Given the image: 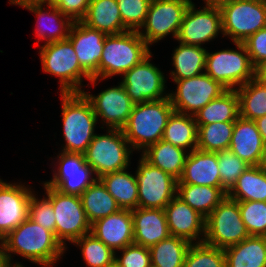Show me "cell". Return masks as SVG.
<instances>
[{
  "label": "cell",
  "mask_w": 266,
  "mask_h": 267,
  "mask_svg": "<svg viewBox=\"0 0 266 267\" xmlns=\"http://www.w3.org/2000/svg\"><path fill=\"white\" fill-rule=\"evenodd\" d=\"M43 72L60 78V92H83L82 77L89 81L92 77L81 67L72 43L66 39L47 43L40 49Z\"/></svg>",
  "instance_id": "8992f818"
},
{
  "label": "cell",
  "mask_w": 266,
  "mask_h": 267,
  "mask_svg": "<svg viewBox=\"0 0 266 267\" xmlns=\"http://www.w3.org/2000/svg\"><path fill=\"white\" fill-rule=\"evenodd\" d=\"M42 5V3H34L23 6L38 16L37 22L39 25H37L36 28L37 37H39L40 40H46L45 44L66 40L73 21L68 16L64 15L55 5H48L50 8L49 12H43ZM42 26L44 28H41Z\"/></svg>",
  "instance_id": "484cf974"
},
{
  "label": "cell",
  "mask_w": 266,
  "mask_h": 267,
  "mask_svg": "<svg viewBox=\"0 0 266 267\" xmlns=\"http://www.w3.org/2000/svg\"><path fill=\"white\" fill-rule=\"evenodd\" d=\"M237 88L239 116L255 121L266 115V82L255 77Z\"/></svg>",
  "instance_id": "d590c367"
},
{
  "label": "cell",
  "mask_w": 266,
  "mask_h": 267,
  "mask_svg": "<svg viewBox=\"0 0 266 267\" xmlns=\"http://www.w3.org/2000/svg\"><path fill=\"white\" fill-rule=\"evenodd\" d=\"M169 232L171 236H177L192 242L200 236H205V220L198 211L192 209L177 195L164 208ZM200 234V235H199Z\"/></svg>",
  "instance_id": "44dd1931"
},
{
  "label": "cell",
  "mask_w": 266,
  "mask_h": 267,
  "mask_svg": "<svg viewBox=\"0 0 266 267\" xmlns=\"http://www.w3.org/2000/svg\"><path fill=\"white\" fill-rule=\"evenodd\" d=\"M81 22L106 35L128 31L123 25L117 0H90L87 13Z\"/></svg>",
  "instance_id": "d4e9b609"
},
{
  "label": "cell",
  "mask_w": 266,
  "mask_h": 267,
  "mask_svg": "<svg viewBox=\"0 0 266 267\" xmlns=\"http://www.w3.org/2000/svg\"><path fill=\"white\" fill-rule=\"evenodd\" d=\"M183 267H225L223 249L202 243H192Z\"/></svg>",
  "instance_id": "ab89813d"
},
{
  "label": "cell",
  "mask_w": 266,
  "mask_h": 267,
  "mask_svg": "<svg viewBox=\"0 0 266 267\" xmlns=\"http://www.w3.org/2000/svg\"><path fill=\"white\" fill-rule=\"evenodd\" d=\"M0 245V267H11L12 264L10 263L8 256L5 253L2 241H0Z\"/></svg>",
  "instance_id": "f907efd6"
},
{
  "label": "cell",
  "mask_w": 266,
  "mask_h": 267,
  "mask_svg": "<svg viewBox=\"0 0 266 267\" xmlns=\"http://www.w3.org/2000/svg\"><path fill=\"white\" fill-rule=\"evenodd\" d=\"M134 243L150 248L170 236L164 209L132 210Z\"/></svg>",
  "instance_id": "7402d4cb"
},
{
  "label": "cell",
  "mask_w": 266,
  "mask_h": 267,
  "mask_svg": "<svg viewBox=\"0 0 266 267\" xmlns=\"http://www.w3.org/2000/svg\"><path fill=\"white\" fill-rule=\"evenodd\" d=\"M152 0H117L123 25L130 31L141 30Z\"/></svg>",
  "instance_id": "7bdbcfd3"
},
{
  "label": "cell",
  "mask_w": 266,
  "mask_h": 267,
  "mask_svg": "<svg viewBox=\"0 0 266 267\" xmlns=\"http://www.w3.org/2000/svg\"><path fill=\"white\" fill-rule=\"evenodd\" d=\"M137 168L138 208L164 209L176 196L178 181L143 157Z\"/></svg>",
  "instance_id": "7c38bea8"
},
{
  "label": "cell",
  "mask_w": 266,
  "mask_h": 267,
  "mask_svg": "<svg viewBox=\"0 0 266 267\" xmlns=\"http://www.w3.org/2000/svg\"><path fill=\"white\" fill-rule=\"evenodd\" d=\"M44 188L55 213V236L63 247L66 245L65 240L73 243L91 233V224L87 220L80 196L62 193L45 183Z\"/></svg>",
  "instance_id": "9c48e42d"
},
{
  "label": "cell",
  "mask_w": 266,
  "mask_h": 267,
  "mask_svg": "<svg viewBox=\"0 0 266 267\" xmlns=\"http://www.w3.org/2000/svg\"><path fill=\"white\" fill-rule=\"evenodd\" d=\"M32 191L0 179V241L28 218Z\"/></svg>",
  "instance_id": "d6986e66"
},
{
  "label": "cell",
  "mask_w": 266,
  "mask_h": 267,
  "mask_svg": "<svg viewBox=\"0 0 266 267\" xmlns=\"http://www.w3.org/2000/svg\"><path fill=\"white\" fill-rule=\"evenodd\" d=\"M243 43L255 68L266 60V27L252 34Z\"/></svg>",
  "instance_id": "bcb514c9"
},
{
  "label": "cell",
  "mask_w": 266,
  "mask_h": 267,
  "mask_svg": "<svg viewBox=\"0 0 266 267\" xmlns=\"http://www.w3.org/2000/svg\"><path fill=\"white\" fill-rule=\"evenodd\" d=\"M11 267H23V265H21L20 263H16V264L12 265Z\"/></svg>",
  "instance_id": "6f0895ef"
},
{
  "label": "cell",
  "mask_w": 266,
  "mask_h": 267,
  "mask_svg": "<svg viewBox=\"0 0 266 267\" xmlns=\"http://www.w3.org/2000/svg\"><path fill=\"white\" fill-rule=\"evenodd\" d=\"M258 131L262 136L263 142L266 143V115L255 120Z\"/></svg>",
  "instance_id": "c3c4849f"
},
{
  "label": "cell",
  "mask_w": 266,
  "mask_h": 267,
  "mask_svg": "<svg viewBox=\"0 0 266 267\" xmlns=\"http://www.w3.org/2000/svg\"><path fill=\"white\" fill-rule=\"evenodd\" d=\"M53 179L45 182L62 193L80 196L98 178L90 177L94 170L86 163L84 154L62 152Z\"/></svg>",
  "instance_id": "2e32d148"
},
{
  "label": "cell",
  "mask_w": 266,
  "mask_h": 267,
  "mask_svg": "<svg viewBox=\"0 0 266 267\" xmlns=\"http://www.w3.org/2000/svg\"><path fill=\"white\" fill-rule=\"evenodd\" d=\"M105 37L104 32L89 28L81 21H74L67 38L73 45L81 67L92 77L90 82L94 86L100 78L99 62Z\"/></svg>",
  "instance_id": "e0dca14e"
},
{
  "label": "cell",
  "mask_w": 266,
  "mask_h": 267,
  "mask_svg": "<svg viewBox=\"0 0 266 267\" xmlns=\"http://www.w3.org/2000/svg\"><path fill=\"white\" fill-rule=\"evenodd\" d=\"M183 148L160 140L148 146L142 157L151 165L160 168L177 181L181 178L188 153Z\"/></svg>",
  "instance_id": "83f0119b"
},
{
  "label": "cell",
  "mask_w": 266,
  "mask_h": 267,
  "mask_svg": "<svg viewBox=\"0 0 266 267\" xmlns=\"http://www.w3.org/2000/svg\"><path fill=\"white\" fill-rule=\"evenodd\" d=\"M80 199L90 224L121 209L99 179L80 195Z\"/></svg>",
  "instance_id": "1f68e13d"
},
{
  "label": "cell",
  "mask_w": 266,
  "mask_h": 267,
  "mask_svg": "<svg viewBox=\"0 0 266 267\" xmlns=\"http://www.w3.org/2000/svg\"><path fill=\"white\" fill-rule=\"evenodd\" d=\"M227 196L236 201L266 202V169L260 165L247 168Z\"/></svg>",
  "instance_id": "836d02e7"
},
{
  "label": "cell",
  "mask_w": 266,
  "mask_h": 267,
  "mask_svg": "<svg viewBox=\"0 0 266 267\" xmlns=\"http://www.w3.org/2000/svg\"><path fill=\"white\" fill-rule=\"evenodd\" d=\"M89 4L90 0H60L56 7L74 22L85 17Z\"/></svg>",
  "instance_id": "7dc6e473"
},
{
  "label": "cell",
  "mask_w": 266,
  "mask_h": 267,
  "mask_svg": "<svg viewBox=\"0 0 266 267\" xmlns=\"http://www.w3.org/2000/svg\"><path fill=\"white\" fill-rule=\"evenodd\" d=\"M60 2V0H42V4L47 3V5H57Z\"/></svg>",
  "instance_id": "11a10c76"
},
{
  "label": "cell",
  "mask_w": 266,
  "mask_h": 267,
  "mask_svg": "<svg viewBox=\"0 0 266 267\" xmlns=\"http://www.w3.org/2000/svg\"><path fill=\"white\" fill-rule=\"evenodd\" d=\"M176 195L206 218L223 201L227 193L222 187L177 184Z\"/></svg>",
  "instance_id": "f1b7e54d"
},
{
  "label": "cell",
  "mask_w": 266,
  "mask_h": 267,
  "mask_svg": "<svg viewBox=\"0 0 266 267\" xmlns=\"http://www.w3.org/2000/svg\"><path fill=\"white\" fill-rule=\"evenodd\" d=\"M236 50H222L206 54L205 73L227 89L235 90L255 78V67L244 43H235Z\"/></svg>",
  "instance_id": "30bf717a"
},
{
  "label": "cell",
  "mask_w": 266,
  "mask_h": 267,
  "mask_svg": "<svg viewBox=\"0 0 266 267\" xmlns=\"http://www.w3.org/2000/svg\"><path fill=\"white\" fill-rule=\"evenodd\" d=\"M225 267H266V237L249 236L223 249Z\"/></svg>",
  "instance_id": "4316f807"
},
{
  "label": "cell",
  "mask_w": 266,
  "mask_h": 267,
  "mask_svg": "<svg viewBox=\"0 0 266 267\" xmlns=\"http://www.w3.org/2000/svg\"><path fill=\"white\" fill-rule=\"evenodd\" d=\"M149 267H158V266H155V265H153L152 263L149 265Z\"/></svg>",
  "instance_id": "680465c9"
},
{
  "label": "cell",
  "mask_w": 266,
  "mask_h": 267,
  "mask_svg": "<svg viewBox=\"0 0 266 267\" xmlns=\"http://www.w3.org/2000/svg\"><path fill=\"white\" fill-rule=\"evenodd\" d=\"M206 54L207 50L201 46L180 43L172 57L175 67V71L171 72L173 80H182L202 74V70L205 71Z\"/></svg>",
  "instance_id": "e575fe53"
},
{
  "label": "cell",
  "mask_w": 266,
  "mask_h": 267,
  "mask_svg": "<svg viewBox=\"0 0 266 267\" xmlns=\"http://www.w3.org/2000/svg\"><path fill=\"white\" fill-rule=\"evenodd\" d=\"M108 267H121L117 262H113L111 265H109Z\"/></svg>",
  "instance_id": "9f6ffc18"
},
{
  "label": "cell",
  "mask_w": 266,
  "mask_h": 267,
  "mask_svg": "<svg viewBox=\"0 0 266 267\" xmlns=\"http://www.w3.org/2000/svg\"><path fill=\"white\" fill-rule=\"evenodd\" d=\"M121 129H109L106 135H95L84 153L86 163L96 178L127 169L133 150Z\"/></svg>",
  "instance_id": "ba28073f"
},
{
  "label": "cell",
  "mask_w": 266,
  "mask_h": 267,
  "mask_svg": "<svg viewBox=\"0 0 266 267\" xmlns=\"http://www.w3.org/2000/svg\"><path fill=\"white\" fill-rule=\"evenodd\" d=\"M226 0H204L207 6H220Z\"/></svg>",
  "instance_id": "f5cc1de1"
},
{
  "label": "cell",
  "mask_w": 266,
  "mask_h": 267,
  "mask_svg": "<svg viewBox=\"0 0 266 267\" xmlns=\"http://www.w3.org/2000/svg\"><path fill=\"white\" fill-rule=\"evenodd\" d=\"M198 126L192 115L173 112L164 129L162 140L172 145L189 149V152L197 149Z\"/></svg>",
  "instance_id": "d6a6232c"
},
{
  "label": "cell",
  "mask_w": 266,
  "mask_h": 267,
  "mask_svg": "<svg viewBox=\"0 0 266 267\" xmlns=\"http://www.w3.org/2000/svg\"><path fill=\"white\" fill-rule=\"evenodd\" d=\"M222 32V16L219 6H207L196 10L193 2L187 8L177 40L187 45L201 46Z\"/></svg>",
  "instance_id": "9a60e30c"
},
{
  "label": "cell",
  "mask_w": 266,
  "mask_h": 267,
  "mask_svg": "<svg viewBox=\"0 0 266 267\" xmlns=\"http://www.w3.org/2000/svg\"><path fill=\"white\" fill-rule=\"evenodd\" d=\"M1 241L10 263L14 252L34 263L51 267L66 249L53 232L29 217Z\"/></svg>",
  "instance_id": "6da1fadb"
},
{
  "label": "cell",
  "mask_w": 266,
  "mask_h": 267,
  "mask_svg": "<svg viewBox=\"0 0 266 267\" xmlns=\"http://www.w3.org/2000/svg\"><path fill=\"white\" fill-rule=\"evenodd\" d=\"M249 233L242 221L238 201L226 196L223 201L206 217L205 236L196 243L225 249L238 244Z\"/></svg>",
  "instance_id": "5b68a950"
},
{
  "label": "cell",
  "mask_w": 266,
  "mask_h": 267,
  "mask_svg": "<svg viewBox=\"0 0 266 267\" xmlns=\"http://www.w3.org/2000/svg\"><path fill=\"white\" fill-rule=\"evenodd\" d=\"M260 166L262 168L266 169V143H264L263 155H262V159L260 162Z\"/></svg>",
  "instance_id": "db71d44e"
},
{
  "label": "cell",
  "mask_w": 266,
  "mask_h": 267,
  "mask_svg": "<svg viewBox=\"0 0 266 267\" xmlns=\"http://www.w3.org/2000/svg\"><path fill=\"white\" fill-rule=\"evenodd\" d=\"M174 82L177 84L176 93L168 94L174 111L192 116L227 90L219 81L214 80L205 72Z\"/></svg>",
  "instance_id": "4fadbf2b"
},
{
  "label": "cell",
  "mask_w": 266,
  "mask_h": 267,
  "mask_svg": "<svg viewBox=\"0 0 266 267\" xmlns=\"http://www.w3.org/2000/svg\"><path fill=\"white\" fill-rule=\"evenodd\" d=\"M255 77L260 81L266 82V60L255 68Z\"/></svg>",
  "instance_id": "681fc988"
},
{
  "label": "cell",
  "mask_w": 266,
  "mask_h": 267,
  "mask_svg": "<svg viewBox=\"0 0 266 267\" xmlns=\"http://www.w3.org/2000/svg\"><path fill=\"white\" fill-rule=\"evenodd\" d=\"M121 258L115 257L121 267H149L151 264V255L149 248L138 244H130L122 250Z\"/></svg>",
  "instance_id": "f6af8a7d"
},
{
  "label": "cell",
  "mask_w": 266,
  "mask_h": 267,
  "mask_svg": "<svg viewBox=\"0 0 266 267\" xmlns=\"http://www.w3.org/2000/svg\"><path fill=\"white\" fill-rule=\"evenodd\" d=\"M174 108L169 97L135 104L121 129L132 149H143L162 140L164 129Z\"/></svg>",
  "instance_id": "7a4b0ae2"
},
{
  "label": "cell",
  "mask_w": 266,
  "mask_h": 267,
  "mask_svg": "<svg viewBox=\"0 0 266 267\" xmlns=\"http://www.w3.org/2000/svg\"><path fill=\"white\" fill-rule=\"evenodd\" d=\"M197 125H209L217 122H235L239 117V99L237 91L227 89L219 97L211 100L194 116Z\"/></svg>",
  "instance_id": "f546056e"
},
{
  "label": "cell",
  "mask_w": 266,
  "mask_h": 267,
  "mask_svg": "<svg viewBox=\"0 0 266 267\" xmlns=\"http://www.w3.org/2000/svg\"><path fill=\"white\" fill-rule=\"evenodd\" d=\"M28 215L31 220L55 234V213L53 206L47 197L44 199L42 198V200H38V198L36 199L35 195L32 193Z\"/></svg>",
  "instance_id": "ee69618b"
},
{
  "label": "cell",
  "mask_w": 266,
  "mask_h": 267,
  "mask_svg": "<svg viewBox=\"0 0 266 267\" xmlns=\"http://www.w3.org/2000/svg\"><path fill=\"white\" fill-rule=\"evenodd\" d=\"M125 170L108 173L98 179L121 209L133 210L138 208V184L136 176Z\"/></svg>",
  "instance_id": "4dcf8cb0"
},
{
  "label": "cell",
  "mask_w": 266,
  "mask_h": 267,
  "mask_svg": "<svg viewBox=\"0 0 266 267\" xmlns=\"http://www.w3.org/2000/svg\"><path fill=\"white\" fill-rule=\"evenodd\" d=\"M177 184L221 187L217 153L199 149L189 152Z\"/></svg>",
  "instance_id": "cb8c5ba5"
},
{
  "label": "cell",
  "mask_w": 266,
  "mask_h": 267,
  "mask_svg": "<svg viewBox=\"0 0 266 267\" xmlns=\"http://www.w3.org/2000/svg\"><path fill=\"white\" fill-rule=\"evenodd\" d=\"M83 93L91 102L97 119L103 118V123L109 129H122L125 126L135 104L121 83L100 92L96 97L84 90Z\"/></svg>",
  "instance_id": "ac0fdd59"
},
{
  "label": "cell",
  "mask_w": 266,
  "mask_h": 267,
  "mask_svg": "<svg viewBox=\"0 0 266 267\" xmlns=\"http://www.w3.org/2000/svg\"><path fill=\"white\" fill-rule=\"evenodd\" d=\"M151 56L150 53L140 63L123 74L124 79L121 84L134 104L168 97V94L163 96L165 77L159 68L149 62Z\"/></svg>",
  "instance_id": "5bb4252c"
},
{
  "label": "cell",
  "mask_w": 266,
  "mask_h": 267,
  "mask_svg": "<svg viewBox=\"0 0 266 267\" xmlns=\"http://www.w3.org/2000/svg\"><path fill=\"white\" fill-rule=\"evenodd\" d=\"M133 229L132 210L129 209H120L91 224V233L114 252L134 243Z\"/></svg>",
  "instance_id": "ffe728a7"
},
{
  "label": "cell",
  "mask_w": 266,
  "mask_h": 267,
  "mask_svg": "<svg viewBox=\"0 0 266 267\" xmlns=\"http://www.w3.org/2000/svg\"><path fill=\"white\" fill-rule=\"evenodd\" d=\"M138 31L106 35L99 62V76L106 79L124 74L150 54Z\"/></svg>",
  "instance_id": "277c9868"
},
{
  "label": "cell",
  "mask_w": 266,
  "mask_h": 267,
  "mask_svg": "<svg viewBox=\"0 0 266 267\" xmlns=\"http://www.w3.org/2000/svg\"><path fill=\"white\" fill-rule=\"evenodd\" d=\"M235 122H217L209 125H197V149L206 152H218L229 149Z\"/></svg>",
  "instance_id": "74e56055"
},
{
  "label": "cell",
  "mask_w": 266,
  "mask_h": 267,
  "mask_svg": "<svg viewBox=\"0 0 266 267\" xmlns=\"http://www.w3.org/2000/svg\"><path fill=\"white\" fill-rule=\"evenodd\" d=\"M191 2V0H152L144 24L141 26L145 28V32L138 30L141 38L148 46L171 33L177 39L185 12Z\"/></svg>",
  "instance_id": "8fae6325"
},
{
  "label": "cell",
  "mask_w": 266,
  "mask_h": 267,
  "mask_svg": "<svg viewBox=\"0 0 266 267\" xmlns=\"http://www.w3.org/2000/svg\"><path fill=\"white\" fill-rule=\"evenodd\" d=\"M9 1L14 5H19L22 7L28 4L42 3V0H9Z\"/></svg>",
  "instance_id": "816d5d0a"
},
{
  "label": "cell",
  "mask_w": 266,
  "mask_h": 267,
  "mask_svg": "<svg viewBox=\"0 0 266 267\" xmlns=\"http://www.w3.org/2000/svg\"><path fill=\"white\" fill-rule=\"evenodd\" d=\"M264 142L254 120L241 116L234 123L229 149L250 166L260 165Z\"/></svg>",
  "instance_id": "603a6c76"
},
{
  "label": "cell",
  "mask_w": 266,
  "mask_h": 267,
  "mask_svg": "<svg viewBox=\"0 0 266 267\" xmlns=\"http://www.w3.org/2000/svg\"><path fill=\"white\" fill-rule=\"evenodd\" d=\"M191 243L177 236H169L149 248L151 263L158 267H183Z\"/></svg>",
  "instance_id": "8d00e7d4"
},
{
  "label": "cell",
  "mask_w": 266,
  "mask_h": 267,
  "mask_svg": "<svg viewBox=\"0 0 266 267\" xmlns=\"http://www.w3.org/2000/svg\"><path fill=\"white\" fill-rule=\"evenodd\" d=\"M219 8L222 34L231 36L233 43H243L266 27V0H226Z\"/></svg>",
  "instance_id": "52a82bcc"
},
{
  "label": "cell",
  "mask_w": 266,
  "mask_h": 267,
  "mask_svg": "<svg viewBox=\"0 0 266 267\" xmlns=\"http://www.w3.org/2000/svg\"><path fill=\"white\" fill-rule=\"evenodd\" d=\"M238 204L249 235L266 237V202L238 201Z\"/></svg>",
  "instance_id": "b9f144b4"
},
{
  "label": "cell",
  "mask_w": 266,
  "mask_h": 267,
  "mask_svg": "<svg viewBox=\"0 0 266 267\" xmlns=\"http://www.w3.org/2000/svg\"><path fill=\"white\" fill-rule=\"evenodd\" d=\"M216 153L221 178V187L228 193L236 184L237 179L250 167V165L238 158L230 149H224Z\"/></svg>",
  "instance_id": "60d3db41"
},
{
  "label": "cell",
  "mask_w": 266,
  "mask_h": 267,
  "mask_svg": "<svg viewBox=\"0 0 266 267\" xmlns=\"http://www.w3.org/2000/svg\"><path fill=\"white\" fill-rule=\"evenodd\" d=\"M73 243L81 246V252L89 267H108L115 261L116 253L92 233L83 235Z\"/></svg>",
  "instance_id": "f35d334b"
},
{
  "label": "cell",
  "mask_w": 266,
  "mask_h": 267,
  "mask_svg": "<svg viewBox=\"0 0 266 267\" xmlns=\"http://www.w3.org/2000/svg\"><path fill=\"white\" fill-rule=\"evenodd\" d=\"M62 120L66 145L63 152L84 154L95 137L98 121L93 106L83 92L61 93Z\"/></svg>",
  "instance_id": "3957f363"
}]
</instances>
